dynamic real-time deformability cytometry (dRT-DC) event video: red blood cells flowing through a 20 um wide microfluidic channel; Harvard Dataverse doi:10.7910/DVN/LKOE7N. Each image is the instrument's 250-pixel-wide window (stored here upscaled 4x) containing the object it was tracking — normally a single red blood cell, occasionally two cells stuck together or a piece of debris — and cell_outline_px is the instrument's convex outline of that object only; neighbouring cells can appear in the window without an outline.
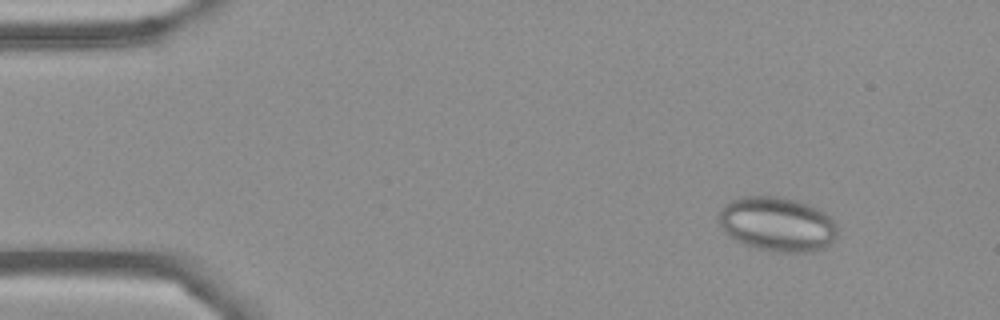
{"species": "Egyptian fruit bat (a non-hibernating species)", "species_latin": "Rousettus aegyptiacus", "temperature_condition": "cold", "stored_images_in_passage": 6, "camera_frame_rate_fps": 3000, "um_per_image_px": 0.085, "frame": {"image": 1, "passage_image": 2, "time_ms": 1.0, "image_size_px": [1000, 320], "cell_outline_px": [[836, 236], [824, 248], [812, 252], [776, 252], [756, 248], [744, 244], [728, 236], [724, 232], [716, 216], [724, 204], [728, 200], [740, 196], [776, 196], [796, 200], [808, 204], [824, 212], [836, 224]], "centroid_in_image_um": [66.0, 19.04], "position_along_channel_um": 19.0, "area_um2": 37.92}}